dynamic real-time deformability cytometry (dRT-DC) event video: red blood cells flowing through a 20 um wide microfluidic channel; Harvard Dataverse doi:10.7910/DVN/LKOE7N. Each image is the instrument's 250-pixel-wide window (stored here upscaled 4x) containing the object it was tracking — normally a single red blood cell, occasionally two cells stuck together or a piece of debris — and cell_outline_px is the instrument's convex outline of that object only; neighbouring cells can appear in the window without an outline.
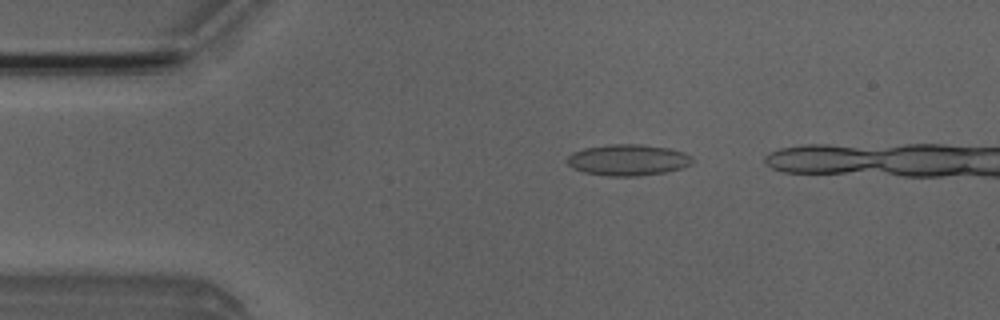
{"species": "Egyptian fruit bat (a non-hibernating species)", "species_latin": "Rousettus aegyptiacus", "temperature_condition": "room temperature", "stored_images_in_passage": 6, "camera_frame_rate_fps": 3000, "um_per_image_px": 0.085, "animal": {"sex": "male"}, "frame": {"image": 1, "passage_image": 3, "time_ms": 2.0, "image_size_px": [1000, 320], "cell_outline_px": [[692, 164], [680, 168], [664, 172], [640, 176], [608, 176], [584, 172], [572, 168], [568, 164], [568, 156], [572, 152], [584, 148], [608, 144], [640, 144], [668, 148], [684, 152], [692, 156]], "centroid_in_image_um": [53.37, 13.59], "position_along_channel_um": 31.6, "area_um2": 22.77}}